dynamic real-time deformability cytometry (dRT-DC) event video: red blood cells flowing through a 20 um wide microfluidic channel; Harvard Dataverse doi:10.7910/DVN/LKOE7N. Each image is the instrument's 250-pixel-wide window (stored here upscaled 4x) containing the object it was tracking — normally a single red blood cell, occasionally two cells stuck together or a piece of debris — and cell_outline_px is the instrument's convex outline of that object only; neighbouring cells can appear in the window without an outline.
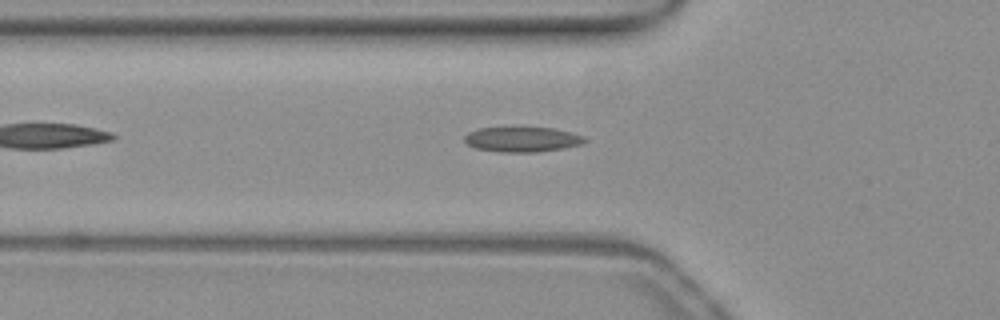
{"species": "common noctule bat (a hibernating species)", "species_latin": "Nyctalus noctula", "temperature_condition": "warm", "stored_images_in_passage": 40, "camera_frame_rate_fps": 3000, "um_per_image_px": 0.085, "animal": {"sex": "female", "body_mass_g": 19.3, "forearm_length_mm": 54.1}, "frame": {"image": 1, "passage_image": 7, "time_ms": 2.0, "image_size_px": [1000, 320], "cell_outline_px": [[588, 140], [584, 144], [564, 148], [536, 152], [500, 152], [476, 148], [468, 144], [464, 140], [464, 136], [468, 132], [480, 128], [552, 128], [584, 136]], "centroid_in_image_um": [44.41, 11.86], "position_along_channel_um": 81.4, "area_um2": 17.4}}
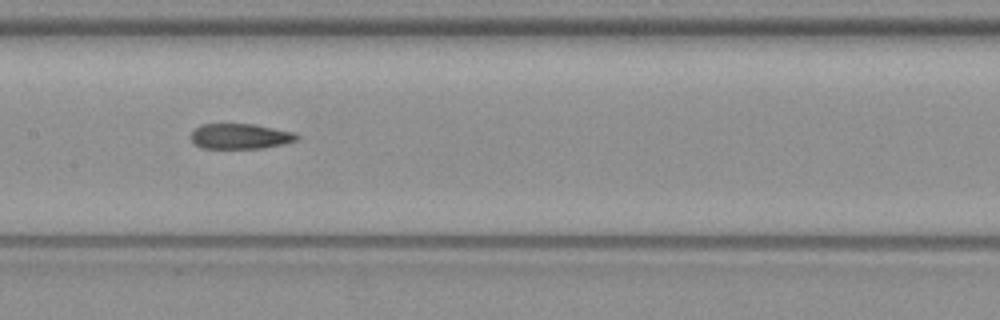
{"frame": {"image": 2, "passage_image": 15, "time_ms": 4.667, "image_size_px": [1000, 320], "cell_outline_px": [[300, 136], [296, 140], [284, 144], [260, 148], [200, 148], [192, 140], [192, 132], [200, 124], [252, 124], [296, 132]], "centroid_in_image_um": [20.45, 11.58], "position_along_channel_um": 187.0, "area_um2": 15.55}}
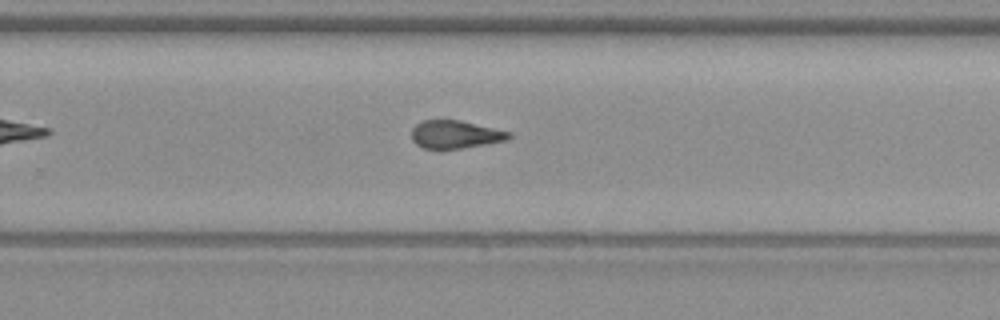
{"frame": {"image": 3, "passage_image": 23, "time_ms": 7.333, "image_size_px": [1000, 320], "cell_outline_px": [[512, 136], [508, 140], [460, 148], [424, 148], [416, 144], [412, 140], [412, 128], [416, 124], [424, 120], [460, 120], [512, 132]], "centroid_in_image_um": [38.72, 11.41], "position_along_channel_um": 291.1, "area_um2": 15.72}, "authors_computed_cell_mechanics": {"area_um2": 16.4152, "velocity_mm_per_s": 3.9231, "shape_relaxation_time_tau1_ms": null, "shape_relaxation_time_tau2_ms": 4.4495, "deformation_change_tau1": null, "deformation_change_tau2": 0.1229}}